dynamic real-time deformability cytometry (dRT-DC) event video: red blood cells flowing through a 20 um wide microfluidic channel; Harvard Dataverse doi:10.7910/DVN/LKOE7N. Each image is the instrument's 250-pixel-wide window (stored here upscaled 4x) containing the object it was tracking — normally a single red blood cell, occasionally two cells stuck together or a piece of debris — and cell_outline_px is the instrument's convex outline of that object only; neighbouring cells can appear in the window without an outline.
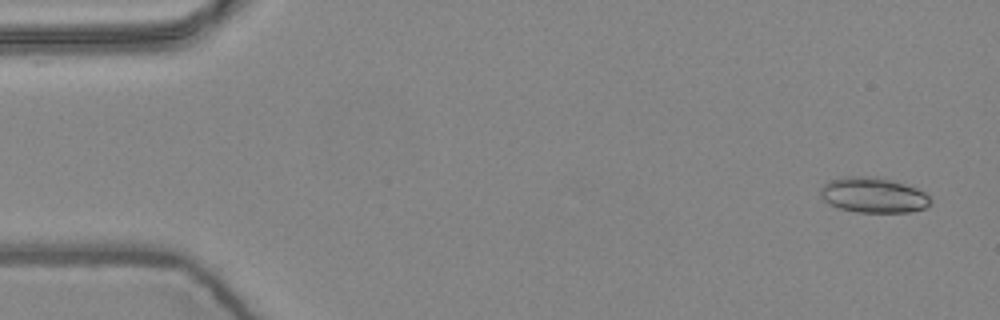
{"species": "common noctule bat (a hibernating species)", "species_latin": "Nyctalus noctula", "temperature_condition": "warm", "stored_images_in_passage": 5, "camera_frame_rate_fps": 3000, "um_per_image_px": 0.085, "animal": {"sex": "female", "body_mass_g": 24.6, "forearm_length_mm": 56.2}, "frame": {"image": 1, "passage_image": 1, "time_ms": 0.0, "image_size_px": [1000, 320], "cell_outline_px": [[932, 204], [924, 208], [912, 212], [856, 212], [840, 208], [824, 200], [820, 196], [820, 188], [828, 180], [848, 176], [876, 176], [892, 180], [916, 188], [924, 192], [932, 200]], "centroid_in_image_um": [74.24, 16.58], "position_along_channel_um": 10.8, "area_um2": 22.72}}
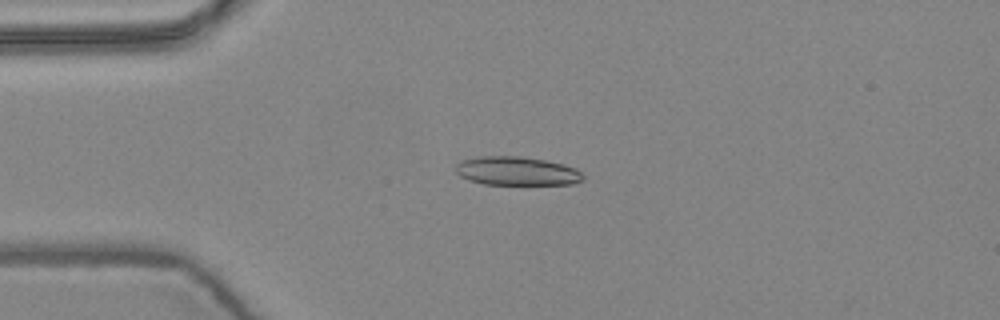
{"frame": {"image": 2, "passage_image": 4, "time_ms": 1.0, "image_size_px": [1000, 320], "cell_outline_px": [[584, 180], [572, 184], [484, 184], [468, 180], [460, 176], [456, 172], [456, 164], [460, 160], [476, 156], [520, 156], [544, 160], [564, 164], [576, 168], [584, 176]], "centroid_in_image_um": [43.91, 14.53], "position_along_channel_um": 41.1, "area_um2": 21.44}}